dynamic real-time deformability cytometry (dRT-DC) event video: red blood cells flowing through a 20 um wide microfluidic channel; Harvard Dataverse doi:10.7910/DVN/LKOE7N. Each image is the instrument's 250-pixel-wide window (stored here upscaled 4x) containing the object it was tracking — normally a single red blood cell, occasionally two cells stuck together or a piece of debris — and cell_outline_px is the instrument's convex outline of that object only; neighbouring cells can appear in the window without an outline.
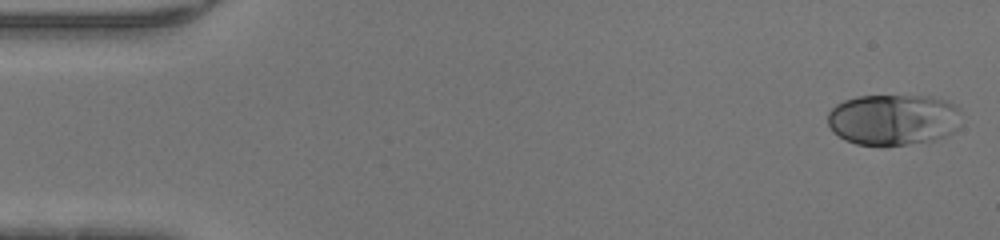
{"species": "human", "species_latin": "Homo sapiens", "temperature_condition": "warm", "stored_images_in_passage": 46, "camera_frame_rate_fps": 3000, "um_per_image_px": 0.085, "donor": {"sex": "male"}, "frame": {"image": 1, "passage_image": 1, "time_ms": 0.0, "image_size_px": [1000, 240], "cell_outline_px": [[960, 108], [956, 128], [952, 132], [944, 136], [932, 140], [904, 144], [856, 144], [844, 140], [832, 132], [828, 124], [828, 112], [836, 104], [844, 100], [856, 96], [932, 96], [956, 104]], "centroid_in_image_um": [75.89, 10.14], "position_along_channel_um": 9.1, "area_um2": 39.59}}
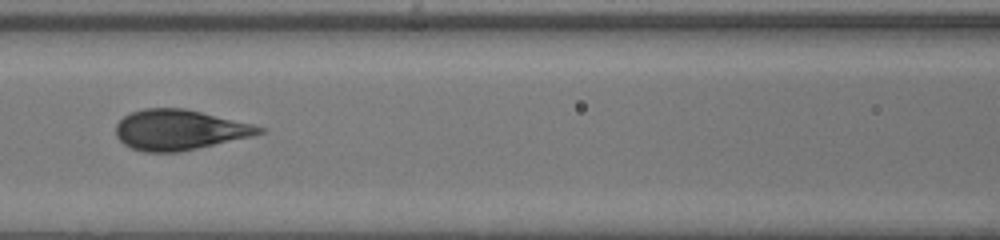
{"frame": {"image": 2, "passage_image": 20, "time_ms": 6.333, "image_size_px": [1000, 240], "cell_outline_px": [[268, 128], [264, 132], [248, 136], [180, 152], [144, 152], [132, 148], [124, 144], [116, 136], [116, 124], [124, 116], [132, 112], [144, 108], [184, 108], [252, 124]], "centroid_in_image_um": [15.2, 11.03], "position_along_channel_um": 151.4, "area_um2": 33.23}}
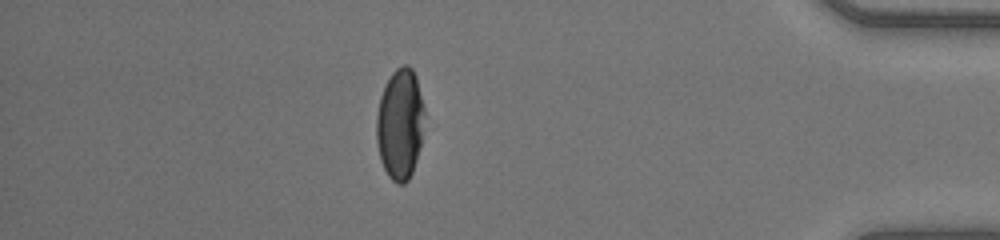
{"frame": {"image": 3, "passage_image": 40, "time_ms": 13.0, "image_size_px": [1000, 240], "cell_outline_px": [[424, 116], [420, 144], [416, 160], [412, 172], [408, 180], [404, 184], [396, 184], [388, 176], [380, 160], [376, 140], [376, 116], [380, 96], [392, 72], [396, 68], [404, 64], [408, 64], [412, 68], [416, 76], [424, 108]], "centroid_in_image_um": [33.99, 10.54], "position_along_channel_um": 401.2, "area_um2": 31.04}}